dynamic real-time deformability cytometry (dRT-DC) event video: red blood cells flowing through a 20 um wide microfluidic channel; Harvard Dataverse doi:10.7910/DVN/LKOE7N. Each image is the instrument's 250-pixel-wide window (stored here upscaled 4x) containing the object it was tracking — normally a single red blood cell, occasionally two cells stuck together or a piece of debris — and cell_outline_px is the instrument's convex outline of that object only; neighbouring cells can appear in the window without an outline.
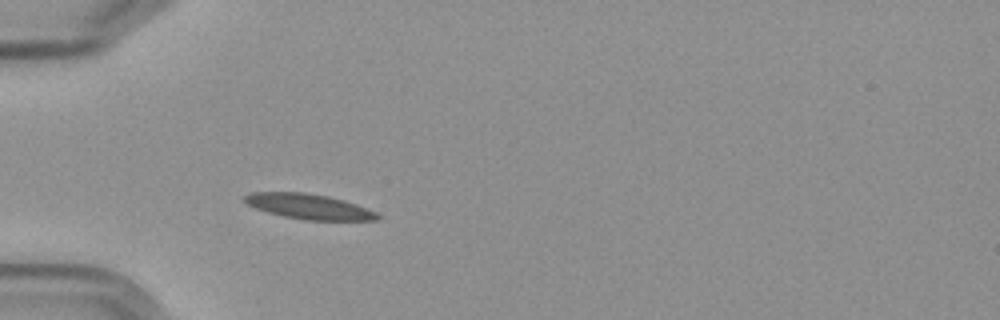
{"species": "Egyptian fruit bat (a non-hibernating species)", "species_latin": "Rousettus aegyptiacus", "temperature_condition": "cold", "stored_images_in_passage": 3, "camera_frame_rate_fps": 3000, "um_per_image_px": 0.085, "frame": {"image": 1, "passage_image": 3, "time_ms": 2.667, "image_size_px": [1000, 320], "cell_outline_px": [[380, 220], [304, 220], [284, 216], [268, 212], [256, 208], [248, 204], [244, 200], [244, 196], [252, 192], [304, 192], [328, 196], [344, 200], [356, 204], [376, 212], [380, 216]], "centroid_in_image_um": [26.27, 17.55], "position_along_channel_um": 58.7, "area_um2": 19.36}}